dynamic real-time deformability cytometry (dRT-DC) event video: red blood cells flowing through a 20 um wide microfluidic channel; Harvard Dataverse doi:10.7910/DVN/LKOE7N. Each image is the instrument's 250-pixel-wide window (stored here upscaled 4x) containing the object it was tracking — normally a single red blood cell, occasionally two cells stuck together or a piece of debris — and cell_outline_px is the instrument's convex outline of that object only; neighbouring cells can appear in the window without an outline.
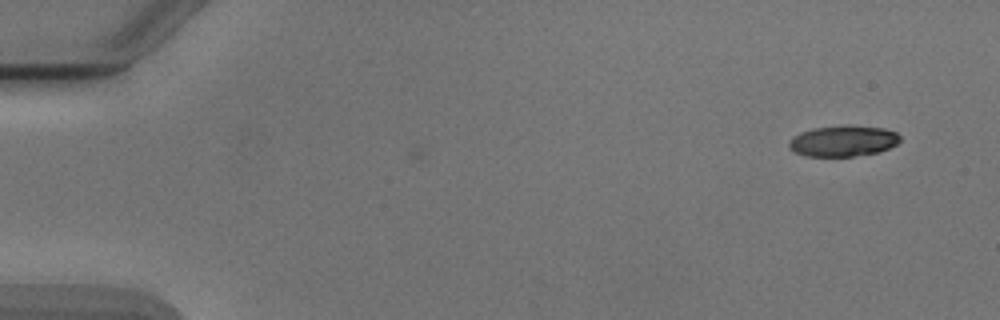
{"species": "Egyptian fruit bat (a non-hibernating species)", "species_latin": "Rousettus aegyptiacus", "temperature_condition": "cold", "stored_images_in_passage": 7, "camera_frame_rate_fps": 3000, "um_per_image_px": 0.085, "animal": {"sex": "male"}, "frame": {"image": 1, "passage_image": 1, "time_ms": 0.0, "image_size_px": [1000, 320], "cell_outline_px": [[900, 140], [896, 144], [880, 152], [852, 156], [804, 156], [796, 152], [788, 144], [796, 136], [812, 128], [844, 124], [848, 124], [884, 128], [896, 132], [900, 136]], "centroid_in_image_um": [71.73, 11.96], "position_along_channel_um": 13.3, "area_um2": 19.94}}
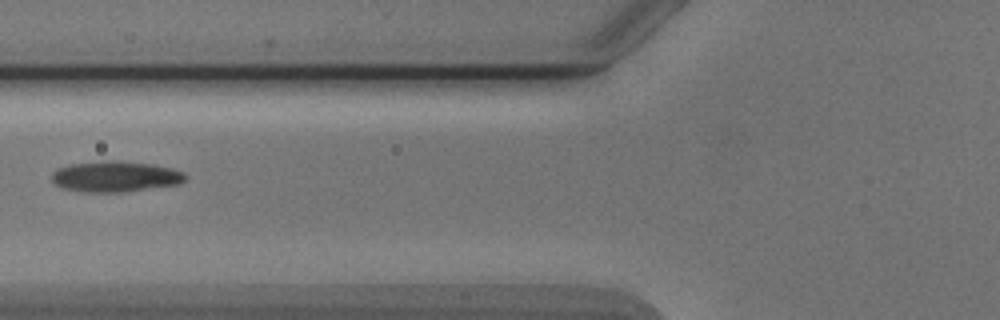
{"frame": {"image": 2, "passage_image": 6, "time_ms": 6.0, "image_size_px": [1000, 320], "cell_outline_px": [[188, 176], [180, 184], [124, 192], [80, 192], [64, 188], [56, 184], [52, 180], [52, 172], [56, 168], [72, 164], [104, 160], [112, 160], [152, 164], [172, 168], [184, 172]], "centroid_in_image_um": [9.81, 15.0], "position_along_channel_um": 116.0, "area_um2": 24.1}}
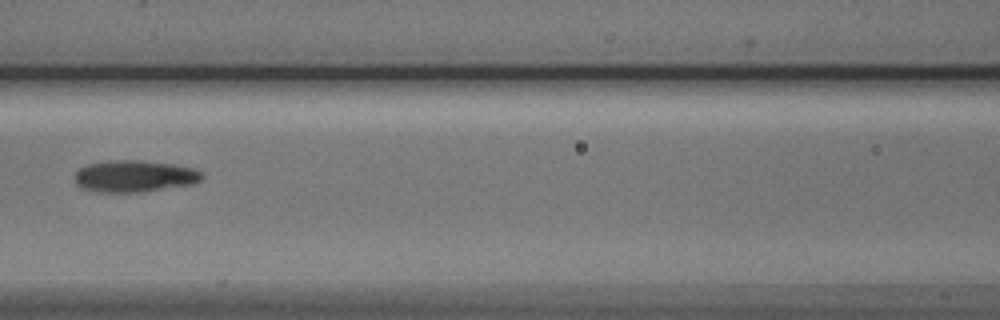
{"frame": {"image": 3, "passage_image": 7, "time_ms": 7.0, "image_size_px": [1000, 320], "cell_outline_px": [[204, 176], [200, 180], [192, 184], [140, 192], [96, 192], [80, 188], [76, 184], [76, 172], [80, 168], [88, 164], [116, 160], [140, 160], [172, 164], [192, 168], [200, 172]], "centroid_in_image_um": [11.4, 14.98], "position_along_channel_um": 155.2, "area_um2": 23.35}}